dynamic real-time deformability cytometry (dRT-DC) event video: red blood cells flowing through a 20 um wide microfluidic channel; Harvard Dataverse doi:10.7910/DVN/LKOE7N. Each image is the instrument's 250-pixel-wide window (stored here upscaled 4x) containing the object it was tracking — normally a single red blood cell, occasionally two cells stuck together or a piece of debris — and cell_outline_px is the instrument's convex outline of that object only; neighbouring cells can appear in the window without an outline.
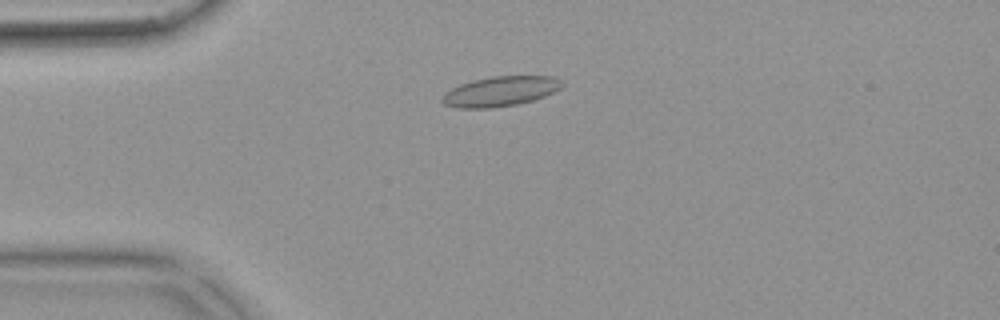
{"species": "common noctule bat (a hibernating species)", "species_latin": "Nyctalus noctula", "temperature_condition": "warm", "stored_images_in_passage": 54, "camera_frame_rate_fps": 3000, "um_per_image_px": 0.085, "animal": {"sex": "female", "body_mass_g": 18.4}, "frame": {"image": 1, "passage_image": 13, "time_ms": 4.0, "image_size_px": [1000, 320], "cell_outline_px": [[564, 84], [560, 88], [544, 96], [532, 100], [516, 104], [488, 108], [456, 108], [444, 104], [440, 100], [444, 92], [460, 84], [472, 80], [492, 76], [556, 76], [564, 80]], "centroid_in_image_um": [42.52, 7.75], "position_along_channel_um": 42.5, "area_um2": 20.98}}
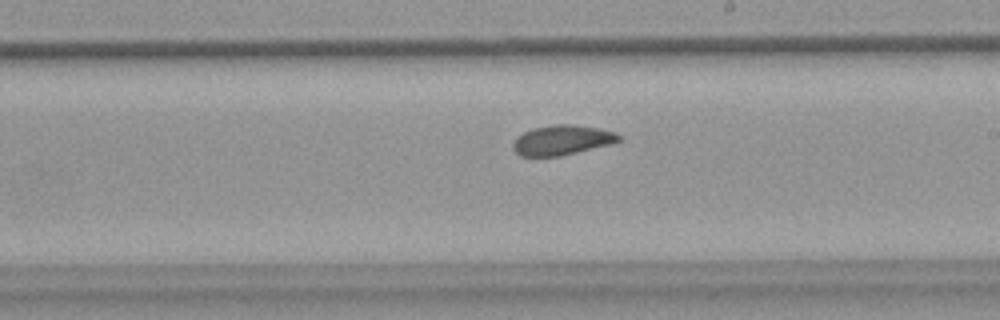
{"frame": {"image": 2, "passage_image": 31, "time_ms": 10.0, "image_size_px": [1000, 320], "cell_outline_px": [[624, 136], [620, 140], [612, 144], [560, 156], [520, 156], [512, 148], [512, 144], [516, 136], [532, 128], [556, 124], [572, 124], [600, 128], [616, 132]], "centroid_in_image_um": [47.8, 11.9], "position_along_channel_um": 241.2, "area_um2": 18.67}}
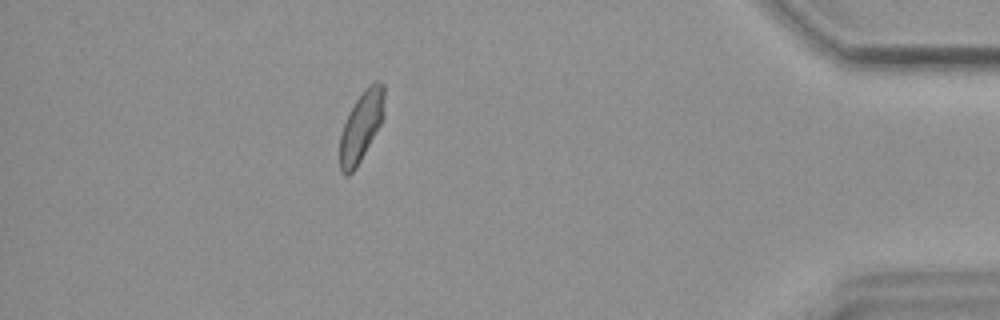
{"frame": {"image": 3, "passage_image": 48, "time_ms": 15.667, "image_size_px": [1000, 320], "cell_outline_px": [[384, 116], [380, 124], [356, 168], [348, 176], [344, 176], [340, 172], [340, 136], [344, 124], [356, 100], [364, 88], [372, 80], [380, 80], [384, 84]], "centroid_in_image_um": [30.72, 10.7], "position_along_channel_um": 404.5, "area_um2": 18.09}, "authors_computed_cell_mechanics": {"area_um2": 18.8428, "velocity_mm_per_s": 3.7091, "shape_relaxation_time_tau1_ms": 7.2428, "shape_relaxation_time_tau2_ms": 1.8338, "deformation_change_tau1": 0.1077, "deformation_change_tau2": 0.0585}}